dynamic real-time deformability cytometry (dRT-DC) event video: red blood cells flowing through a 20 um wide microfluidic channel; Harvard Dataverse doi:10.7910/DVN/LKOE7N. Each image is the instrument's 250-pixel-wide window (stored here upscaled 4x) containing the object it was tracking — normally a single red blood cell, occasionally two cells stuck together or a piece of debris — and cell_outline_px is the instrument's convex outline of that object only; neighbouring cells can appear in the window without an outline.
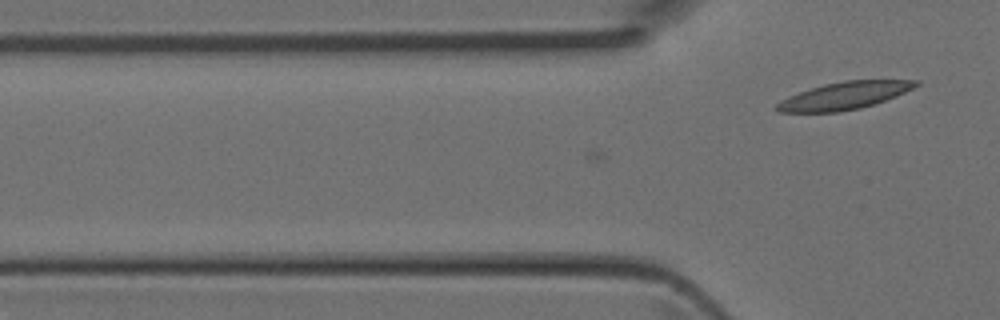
{"species": "Egyptian fruit bat (a non-hibernating species)", "species_latin": "Rousettus aegyptiacus", "temperature_condition": "room temperature", "stored_images_in_passage": 10, "camera_frame_rate_fps": 3000, "um_per_image_px": 0.085, "animal": {"sex": "female"}, "frame": {"image": 1, "passage_image": 10, "time_ms": 3.0, "image_size_px": [1000, 320], "cell_outline_px": [[920, 84], [896, 96], [860, 108], [840, 112], [776, 112], [772, 108], [780, 100], [788, 96], [824, 84], [844, 80], [920, 80]], "centroid_in_image_um": [71.71, 8.14], "position_along_channel_um": 54.1, "area_um2": 22.14}}